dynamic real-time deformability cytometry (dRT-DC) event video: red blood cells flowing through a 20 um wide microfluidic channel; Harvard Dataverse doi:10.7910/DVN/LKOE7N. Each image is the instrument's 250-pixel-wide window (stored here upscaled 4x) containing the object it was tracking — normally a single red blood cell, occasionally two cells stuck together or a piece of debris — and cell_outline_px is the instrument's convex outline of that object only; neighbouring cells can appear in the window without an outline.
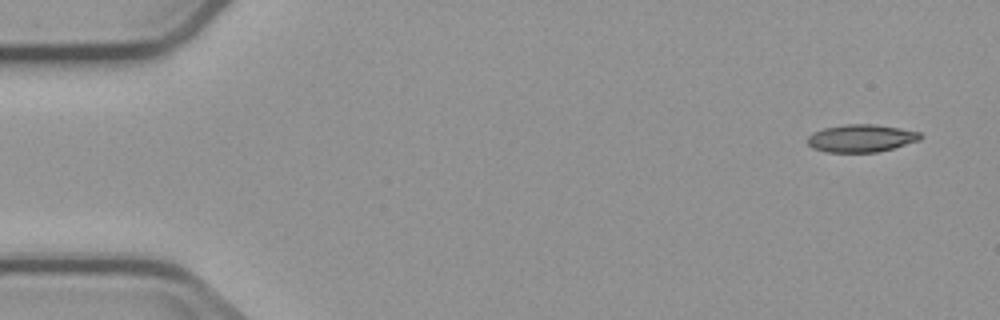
{"species": "common noctule bat (a hibernating species)", "species_latin": "Nyctalus noctula", "temperature_condition": "cold", "stored_images_in_passage": 5, "camera_frame_rate_fps": 3000, "um_per_image_px": 0.085, "animal": {"sex": "male", "body_mass_g": 23.1, "forearm_length_mm": 52.7}, "frame": {"image": 1, "passage_image": 1, "time_ms": 0.0, "image_size_px": [1000, 320], "cell_outline_px": [[924, 136], [920, 140], [892, 148], [876, 152], [828, 152], [812, 148], [804, 140], [812, 132], [824, 128], [844, 124], [876, 124], [900, 128], [920, 132]], "centroid_in_image_um": [73.17, 11.74], "position_along_channel_um": 11.8, "area_um2": 18.32}}
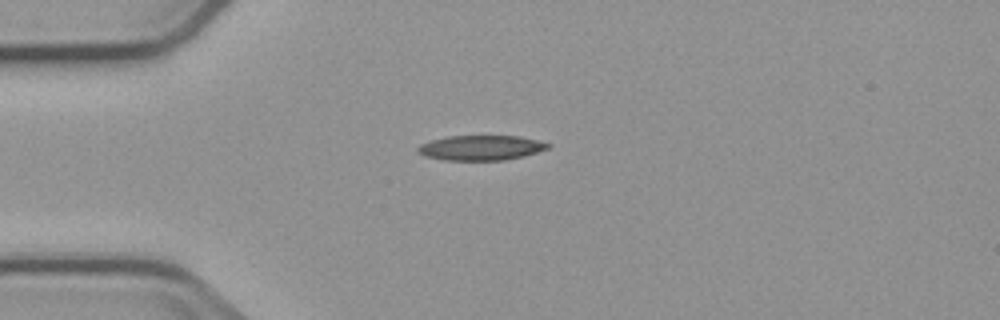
{"frame": {"image": 2, "passage_image": 4, "time_ms": 3.667, "image_size_px": [1000, 320], "cell_outline_px": [[552, 144], [548, 148], [524, 156], [504, 160], [444, 160], [424, 156], [416, 152], [416, 148], [420, 144], [432, 140], [448, 136], [520, 136]], "centroid_in_image_um": [40.84, 12.56], "position_along_channel_um": 44.2, "area_um2": 18.9}}